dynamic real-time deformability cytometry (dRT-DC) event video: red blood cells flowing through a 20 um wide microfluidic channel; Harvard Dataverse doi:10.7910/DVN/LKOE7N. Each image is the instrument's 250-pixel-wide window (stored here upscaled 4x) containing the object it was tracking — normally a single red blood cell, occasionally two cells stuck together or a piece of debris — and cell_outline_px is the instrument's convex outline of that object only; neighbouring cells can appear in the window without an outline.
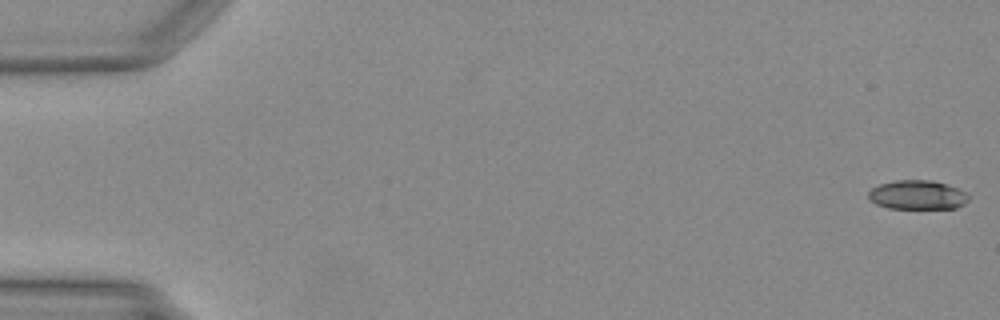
{"species": "Egyptian fruit bat (a non-hibernating species)", "species_latin": "Rousettus aegyptiacus", "temperature_condition": "warm", "stored_images_in_passage": 50, "camera_frame_rate_fps": 3000, "um_per_image_px": 0.085, "animal": {"sex": "female"}, "frame": {"image": 1, "passage_image": 1, "time_ms": 0.0, "image_size_px": [1000, 320], "cell_outline_px": [[972, 196], [964, 204], [956, 208], [888, 208], [876, 204], [868, 200], [868, 192], [872, 188], [880, 184], [896, 180], [932, 180], [948, 184], [968, 192]], "centroid_in_image_um": [78.02, 16.56], "position_along_channel_um": 7.0, "area_um2": 17.28}}
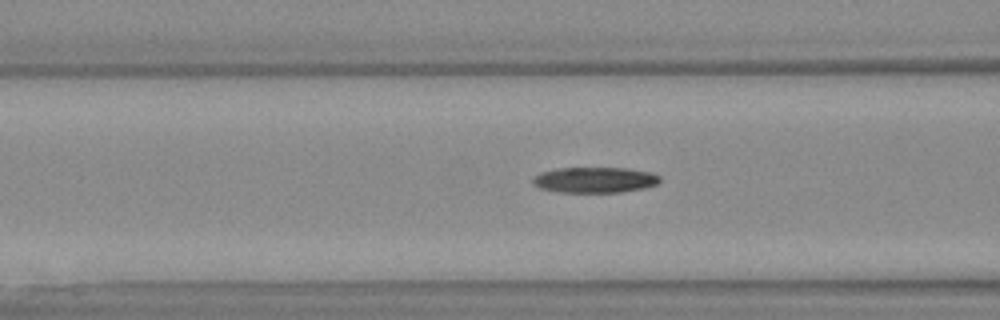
{"frame": {"image": 2, "passage_image": 20, "time_ms": 6.333, "image_size_px": [1000, 320], "cell_outline_px": [[660, 180], [656, 184], [644, 188], [620, 192], [560, 192], [540, 188], [532, 184], [532, 176], [540, 172], [556, 168], [628, 168], [652, 172], [660, 176]], "centroid_in_image_um": [50.53, 15.28], "position_along_channel_um": 116.1, "area_um2": 19.13}}
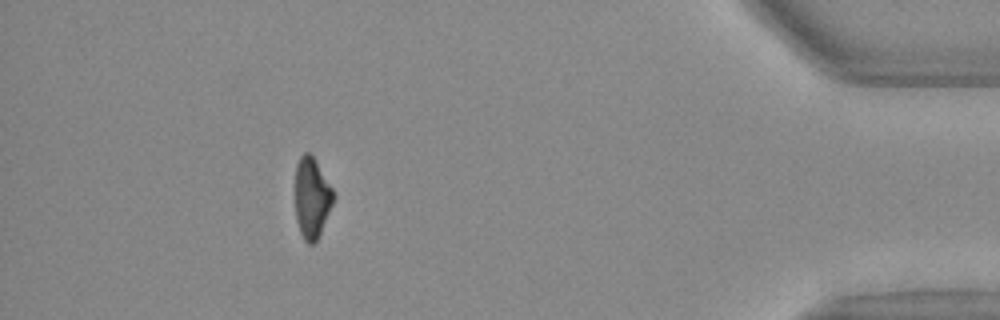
{"frame": {"image": 3, "passage_image": 45, "time_ms": 14.667, "image_size_px": [1000, 320], "cell_outline_px": [[336, 196], [320, 232], [316, 240], [312, 244], [308, 244], [304, 240], [300, 232], [296, 220], [296, 164], [300, 156], [304, 152], [308, 152], [312, 156], [332, 188]], "centroid_in_image_um": [26.5, 16.82], "position_along_channel_um": 408.7, "area_um2": 17.63}}